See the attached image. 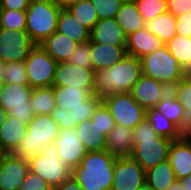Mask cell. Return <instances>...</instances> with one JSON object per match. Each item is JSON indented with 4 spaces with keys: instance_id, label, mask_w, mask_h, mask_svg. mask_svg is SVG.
Instances as JSON below:
<instances>
[{
    "instance_id": "cell-46",
    "label": "cell",
    "mask_w": 191,
    "mask_h": 190,
    "mask_svg": "<svg viewBox=\"0 0 191 190\" xmlns=\"http://www.w3.org/2000/svg\"><path fill=\"white\" fill-rule=\"evenodd\" d=\"M177 34L184 37H191V12L176 17Z\"/></svg>"
},
{
    "instance_id": "cell-57",
    "label": "cell",
    "mask_w": 191,
    "mask_h": 190,
    "mask_svg": "<svg viewBox=\"0 0 191 190\" xmlns=\"http://www.w3.org/2000/svg\"><path fill=\"white\" fill-rule=\"evenodd\" d=\"M44 1H49V2H53V3H57V0H44Z\"/></svg>"
},
{
    "instance_id": "cell-26",
    "label": "cell",
    "mask_w": 191,
    "mask_h": 190,
    "mask_svg": "<svg viewBox=\"0 0 191 190\" xmlns=\"http://www.w3.org/2000/svg\"><path fill=\"white\" fill-rule=\"evenodd\" d=\"M56 31L65 34L78 44L90 41V30L80 24L67 8H61Z\"/></svg>"
},
{
    "instance_id": "cell-44",
    "label": "cell",
    "mask_w": 191,
    "mask_h": 190,
    "mask_svg": "<svg viewBox=\"0 0 191 190\" xmlns=\"http://www.w3.org/2000/svg\"><path fill=\"white\" fill-rule=\"evenodd\" d=\"M19 190H54L43 178L39 175L29 172L25 177Z\"/></svg>"
},
{
    "instance_id": "cell-5",
    "label": "cell",
    "mask_w": 191,
    "mask_h": 190,
    "mask_svg": "<svg viewBox=\"0 0 191 190\" xmlns=\"http://www.w3.org/2000/svg\"><path fill=\"white\" fill-rule=\"evenodd\" d=\"M61 7L57 3L31 0L26 9V31L32 41L39 45L57 29Z\"/></svg>"
},
{
    "instance_id": "cell-31",
    "label": "cell",
    "mask_w": 191,
    "mask_h": 190,
    "mask_svg": "<svg viewBox=\"0 0 191 190\" xmlns=\"http://www.w3.org/2000/svg\"><path fill=\"white\" fill-rule=\"evenodd\" d=\"M146 119L158 135L167 137L171 140H179L183 137V134L179 131V127L172 121L168 120L155 107L146 110Z\"/></svg>"
},
{
    "instance_id": "cell-17",
    "label": "cell",
    "mask_w": 191,
    "mask_h": 190,
    "mask_svg": "<svg viewBox=\"0 0 191 190\" xmlns=\"http://www.w3.org/2000/svg\"><path fill=\"white\" fill-rule=\"evenodd\" d=\"M167 161L172 166L177 180L191 174V136L172 141Z\"/></svg>"
},
{
    "instance_id": "cell-4",
    "label": "cell",
    "mask_w": 191,
    "mask_h": 190,
    "mask_svg": "<svg viewBox=\"0 0 191 190\" xmlns=\"http://www.w3.org/2000/svg\"><path fill=\"white\" fill-rule=\"evenodd\" d=\"M58 131V124L50 114L35 115L27 123V133L13 154L27 160L41 154L44 146L54 143Z\"/></svg>"
},
{
    "instance_id": "cell-24",
    "label": "cell",
    "mask_w": 191,
    "mask_h": 190,
    "mask_svg": "<svg viewBox=\"0 0 191 190\" xmlns=\"http://www.w3.org/2000/svg\"><path fill=\"white\" fill-rule=\"evenodd\" d=\"M26 133L27 124L7 114L0 127V144L8 153H13Z\"/></svg>"
},
{
    "instance_id": "cell-22",
    "label": "cell",
    "mask_w": 191,
    "mask_h": 190,
    "mask_svg": "<svg viewBox=\"0 0 191 190\" xmlns=\"http://www.w3.org/2000/svg\"><path fill=\"white\" fill-rule=\"evenodd\" d=\"M56 62H67L77 48L78 43L62 34L55 31L41 44H39Z\"/></svg>"
},
{
    "instance_id": "cell-48",
    "label": "cell",
    "mask_w": 191,
    "mask_h": 190,
    "mask_svg": "<svg viewBox=\"0 0 191 190\" xmlns=\"http://www.w3.org/2000/svg\"><path fill=\"white\" fill-rule=\"evenodd\" d=\"M54 190H83L79 183L71 175L68 179L62 182L59 186L55 187Z\"/></svg>"
},
{
    "instance_id": "cell-8",
    "label": "cell",
    "mask_w": 191,
    "mask_h": 190,
    "mask_svg": "<svg viewBox=\"0 0 191 190\" xmlns=\"http://www.w3.org/2000/svg\"><path fill=\"white\" fill-rule=\"evenodd\" d=\"M102 102L116 125L134 129L146 118V110L134 100L130 92L110 94Z\"/></svg>"
},
{
    "instance_id": "cell-41",
    "label": "cell",
    "mask_w": 191,
    "mask_h": 190,
    "mask_svg": "<svg viewBox=\"0 0 191 190\" xmlns=\"http://www.w3.org/2000/svg\"><path fill=\"white\" fill-rule=\"evenodd\" d=\"M91 120L96 122L98 127L105 133L106 136L116 125L107 106L103 102L99 104L94 114L92 115Z\"/></svg>"
},
{
    "instance_id": "cell-13",
    "label": "cell",
    "mask_w": 191,
    "mask_h": 190,
    "mask_svg": "<svg viewBox=\"0 0 191 190\" xmlns=\"http://www.w3.org/2000/svg\"><path fill=\"white\" fill-rule=\"evenodd\" d=\"M53 144L63 163L71 170L81 164L82 158L88 152L77 137L75 128H59Z\"/></svg>"
},
{
    "instance_id": "cell-21",
    "label": "cell",
    "mask_w": 191,
    "mask_h": 190,
    "mask_svg": "<svg viewBox=\"0 0 191 190\" xmlns=\"http://www.w3.org/2000/svg\"><path fill=\"white\" fill-rule=\"evenodd\" d=\"M133 146V129L125 126L115 125L106 136L105 151L117 158L130 156Z\"/></svg>"
},
{
    "instance_id": "cell-11",
    "label": "cell",
    "mask_w": 191,
    "mask_h": 190,
    "mask_svg": "<svg viewBox=\"0 0 191 190\" xmlns=\"http://www.w3.org/2000/svg\"><path fill=\"white\" fill-rule=\"evenodd\" d=\"M35 46L26 30L12 31L0 28V60L2 62L24 61Z\"/></svg>"
},
{
    "instance_id": "cell-18",
    "label": "cell",
    "mask_w": 191,
    "mask_h": 190,
    "mask_svg": "<svg viewBox=\"0 0 191 190\" xmlns=\"http://www.w3.org/2000/svg\"><path fill=\"white\" fill-rule=\"evenodd\" d=\"M90 42L126 46L127 36L115 18L101 19L90 30Z\"/></svg>"
},
{
    "instance_id": "cell-38",
    "label": "cell",
    "mask_w": 191,
    "mask_h": 190,
    "mask_svg": "<svg viewBox=\"0 0 191 190\" xmlns=\"http://www.w3.org/2000/svg\"><path fill=\"white\" fill-rule=\"evenodd\" d=\"M101 102L102 98L91 94L87 98V106H77L70 108L69 111L70 116L72 117V123L80 124L82 122L90 120Z\"/></svg>"
},
{
    "instance_id": "cell-19",
    "label": "cell",
    "mask_w": 191,
    "mask_h": 190,
    "mask_svg": "<svg viewBox=\"0 0 191 190\" xmlns=\"http://www.w3.org/2000/svg\"><path fill=\"white\" fill-rule=\"evenodd\" d=\"M165 46V43L153 35L146 27L127 36V55L141 58Z\"/></svg>"
},
{
    "instance_id": "cell-39",
    "label": "cell",
    "mask_w": 191,
    "mask_h": 190,
    "mask_svg": "<svg viewBox=\"0 0 191 190\" xmlns=\"http://www.w3.org/2000/svg\"><path fill=\"white\" fill-rule=\"evenodd\" d=\"M135 3L145 22L168 12L167 0H141Z\"/></svg>"
},
{
    "instance_id": "cell-49",
    "label": "cell",
    "mask_w": 191,
    "mask_h": 190,
    "mask_svg": "<svg viewBox=\"0 0 191 190\" xmlns=\"http://www.w3.org/2000/svg\"><path fill=\"white\" fill-rule=\"evenodd\" d=\"M80 0H57V4L61 8H68L69 6L78 3Z\"/></svg>"
},
{
    "instance_id": "cell-7",
    "label": "cell",
    "mask_w": 191,
    "mask_h": 190,
    "mask_svg": "<svg viewBox=\"0 0 191 190\" xmlns=\"http://www.w3.org/2000/svg\"><path fill=\"white\" fill-rule=\"evenodd\" d=\"M29 170L43 178L53 189L72 175V170L63 163L55 145L43 147L41 154L28 159Z\"/></svg>"
},
{
    "instance_id": "cell-10",
    "label": "cell",
    "mask_w": 191,
    "mask_h": 190,
    "mask_svg": "<svg viewBox=\"0 0 191 190\" xmlns=\"http://www.w3.org/2000/svg\"><path fill=\"white\" fill-rule=\"evenodd\" d=\"M31 92L29 84L5 83L0 96V107L11 117L27 124L35 116L29 102Z\"/></svg>"
},
{
    "instance_id": "cell-40",
    "label": "cell",
    "mask_w": 191,
    "mask_h": 190,
    "mask_svg": "<svg viewBox=\"0 0 191 190\" xmlns=\"http://www.w3.org/2000/svg\"><path fill=\"white\" fill-rule=\"evenodd\" d=\"M125 0H91L95 7L99 20L116 18L122 3Z\"/></svg>"
},
{
    "instance_id": "cell-45",
    "label": "cell",
    "mask_w": 191,
    "mask_h": 190,
    "mask_svg": "<svg viewBox=\"0 0 191 190\" xmlns=\"http://www.w3.org/2000/svg\"><path fill=\"white\" fill-rule=\"evenodd\" d=\"M168 12L175 17L191 12V0H167Z\"/></svg>"
},
{
    "instance_id": "cell-42",
    "label": "cell",
    "mask_w": 191,
    "mask_h": 190,
    "mask_svg": "<svg viewBox=\"0 0 191 190\" xmlns=\"http://www.w3.org/2000/svg\"><path fill=\"white\" fill-rule=\"evenodd\" d=\"M68 62L76 66L92 69L90 41L85 43H79L77 45V48L71 54Z\"/></svg>"
},
{
    "instance_id": "cell-55",
    "label": "cell",
    "mask_w": 191,
    "mask_h": 190,
    "mask_svg": "<svg viewBox=\"0 0 191 190\" xmlns=\"http://www.w3.org/2000/svg\"><path fill=\"white\" fill-rule=\"evenodd\" d=\"M4 70H5V63L0 60V78H3Z\"/></svg>"
},
{
    "instance_id": "cell-9",
    "label": "cell",
    "mask_w": 191,
    "mask_h": 190,
    "mask_svg": "<svg viewBox=\"0 0 191 190\" xmlns=\"http://www.w3.org/2000/svg\"><path fill=\"white\" fill-rule=\"evenodd\" d=\"M26 74L32 89L53 86L56 62L40 45H36L25 58Z\"/></svg>"
},
{
    "instance_id": "cell-2",
    "label": "cell",
    "mask_w": 191,
    "mask_h": 190,
    "mask_svg": "<svg viewBox=\"0 0 191 190\" xmlns=\"http://www.w3.org/2000/svg\"><path fill=\"white\" fill-rule=\"evenodd\" d=\"M116 158L105 150L87 152L72 176L83 190H111Z\"/></svg>"
},
{
    "instance_id": "cell-33",
    "label": "cell",
    "mask_w": 191,
    "mask_h": 190,
    "mask_svg": "<svg viewBox=\"0 0 191 190\" xmlns=\"http://www.w3.org/2000/svg\"><path fill=\"white\" fill-rule=\"evenodd\" d=\"M29 102L35 115L50 114L56 105L53 86L32 89Z\"/></svg>"
},
{
    "instance_id": "cell-47",
    "label": "cell",
    "mask_w": 191,
    "mask_h": 190,
    "mask_svg": "<svg viewBox=\"0 0 191 190\" xmlns=\"http://www.w3.org/2000/svg\"><path fill=\"white\" fill-rule=\"evenodd\" d=\"M31 0H0V9L26 11Z\"/></svg>"
},
{
    "instance_id": "cell-52",
    "label": "cell",
    "mask_w": 191,
    "mask_h": 190,
    "mask_svg": "<svg viewBox=\"0 0 191 190\" xmlns=\"http://www.w3.org/2000/svg\"><path fill=\"white\" fill-rule=\"evenodd\" d=\"M7 114L8 113L3 108L0 107V127L3 124V122L6 120Z\"/></svg>"
},
{
    "instance_id": "cell-37",
    "label": "cell",
    "mask_w": 191,
    "mask_h": 190,
    "mask_svg": "<svg viewBox=\"0 0 191 190\" xmlns=\"http://www.w3.org/2000/svg\"><path fill=\"white\" fill-rule=\"evenodd\" d=\"M3 80L7 84H29L24 61L6 62Z\"/></svg>"
},
{
    "instance_id": "cell-53",
    "label": "cell",
    "mask_w": 191,
    "mask_h": 190,
    "mask_svg": "<svg viewBox=\"0 0 191 190\" xmlns=\"http://www.w3.org/2000/svg\"><path fill=\"white\" fill-rule=\"evenodd\" d=\"M8 152L0 144V162L5 158Z\"/></svg>"
},
{
    "instance_id": "cell-56",
    "label": "cell",
    "mask_w": 191,
    "mask_h": 190,
    "mask_svg": "<svg viewBox=\"0 0 191 190\" xmlns=\"http://www.w3.org/2000/svg\"><path fill=\"white\" fill-rule=\"evenodd\" d=\"M4 85H5V81L3 80V78H0V96L3 91Z\"/></svg>"
},
{
    "instance_id": "cell-34",
    "label": "cell",
    "mask_w": 191,
    "mask_h": 190,
    "mask_svg": "<svg viewBox=\"0 0 191 190\" xmlns=\"http://www.w3.org/2000/svg\"><path fill=\"white\" fill-rule=\"evenodd\" d=\"M67 9L80 24L87 27L89 30H91L99 20L97 11L91 3V0H80L78 3L69 6Z\"/></svg>"
},
{
    "instance_id": "cell-51",
    "label": "cell",
    "mask_w": 191,
    "mask_h": 190,
    "mask_svg": "<svg viewBox=\"0 0 191 190\" xmlns=\"http://www.w3.org/2000/svg\"><path fill=\"white\" fill-rule=\"evenodd\" d=\"M167 190H185L179 180H176Z\"/></svg>"
},
{
    "instance_id": "cell-50",
    "label": "cell",
    "mask_w": 191,
    "mask_h": 190,
    "mask_svg": "<svg viewBox=\"0 0 191 190\" xmlns=\"http://www.w3.org/2000/svg\"><path fill=\"white\" fill-rule=\"evenodd\" d=\"M185 190H191V174L179 179Z\"/></svg>"
},
{
    "instance_id": "cell-1",
    "label": "cell",
    "mask_w": 191,
    "mask_h": 190,
    "mask_svg": "<svg viewBox=\"0 0 191 190\" xmlns=\"http://www.w3.org/2000/svg\"><path fill=\"white\" fill-rule=\"evenodd\" d=\"M141 75L140 59L126 55L110 68L95 72L93 94L103 99L110 94L130 92Z\"/></svg>"
},
{
    "instance_id": "cell-27",
    "label": "cell",
    "mask_w": 191,
    "mask_h": 190,
    "mask_svg": "<svg viewBox=\"0 0 191 190\" xmlns=\"http://www.w3.org/2000/svg\"><path fill=\"white\" fill-rule=\"evenodd\" d=\"M115 19L126 36L145 28L146 24L138 10L137 4L132 0H125L122 3Z\"/></svg>"
},
{
    "instance_id": "cell-32",
    "label": "cell",
    "mask_w": 191,
    "mask_h": 190,
    "mask_svg": "<svg viewBox=\"0 0 191 190\" xmlns=\"http://www.w3.org/2000/svg\"><path fill=\"white\" fill-rule=\"evenodd\" d=\"M169 52L176 58L178 64L186 73L191 72V37L175 35L165 43Z\"/></svg>"
},
{
    "instance_id": "cell-3",
    "label": "cell",
    "mask_w": 191,
    "mask_h": 190,
    "mask_svg": "<svg viewBox=\"0 0 191 190\" xmlns=\"http://www.w3.org/2000/svg\"><path fill=\"white\" fill-rule=\"evenodd\" d=\"M172 141L158 135L145 118L133 129L134 146L130 157L147 170L167 161Z\"/></svg>"
},
{
    "instance_id": "cell-36",
    "label": "cell",
    "mask_w": 191,
    "mask_h": 190,
    "mask_svg": "<svg viewBox=\"0 0 191 190\" xmlns=\"http://www.w3.org/2000/svg\"><path fill=\"white\" fill-rule=\"evenodd\" d=\"M0 28L12 31L26 29V12L0 9Z\"/></svg>"
},
{
    "instance_id": "cell-20",
    "label": "cell",
    "mask_w": 191,
    "mask_h": 190,
    "mask_svg": "<svg viewBox=\"0 0 191 190\" xmlns=\"http://www.w3.org/2000/svg\"><path fill=\"white\" fill-rule=\"evenodd\" d=\"M90 53L94 72L110 68L127 55L126 46H112L97 42H90Z\"/></svg>"
},
{
    "instance_id": "cell-23",
    "label": "cell",
    "mask_w": 191,
    "mask_h": 190,
    "mask_svg": "<svg viewBox=\"0 0 191 190\" xmlns=\"http://www.w3.org/2000/svg\"><path fill=\"white\" fill-rule=\"evenodd\" d=\"M171 92L184 109L179 131L183 136H191V74L187 73L182 80L173 85Z\"/></svg>"
},
{
    "instance_id": "cell-54",
    "label": "cell",
    "mask_w": 191,
    "mask_h": 190,
    "mask_svg": "<svg viewBox=\"0 0 191 190\" xmlns=\"http://www.w3.org/2000/svg\"><path fill=\"white\" fill-rule=\"evenodd\" d=\"M138 190H154V189L145 182Z\"/></svg>"
},
{
    "instance_id": "cell-6",
    "label": "cell",
    "mask_w": 191,
    "mask_h": 190,
    "mask_svg": "<svg viewBox=\"0 0 191 190\" xmlns=\"http://www.w3.org/2000/svg\"><path fill=\"white\" fill-rule=\"evenodd\" d=\"M139 59L143 75L154 78L170 88L187 75L166 45Z\"/></svg>"
},
{
    "instance_id": "cell-35",
    "label": "cell",
    "mask_w": 191,
    "mask_h": 190,
    "mask_svg": "<svg viewBox=\"0 0 191 190\" xmlns=\"http://www.w3.org/2000/svg\"><path fill=\"white\" fill-rule=\"evenodd\" d=\"M155 108L178 127L181 126L184 109L171 91L159 101Z\"/></svg>"
},
{
    "instance_id": "cell-43",
    "label": "cell",
    "mask_w": 191,
    "mask_h": 190,
    "mask_svg": "<svg viewBox=\"0 0 191 190\" xmlns=\"http://www.w3.org/2000/svg\"><path fill=\"white\" fill-rule=\"evenodd\" d=\"M52 119L58 124V128H75L77 123H72L70 111L55 105L50 113Z\"/></svg>"
},
{
    "instance_id": "cell-15",
    "label": "cell",
    "mask_w": 191,
    "mask_h": 190,
    "mask_svg": "<svg viewBox=\"0 0 191 190\" xmlns=\"http://www.w3.org/2000/svg\"><path fill=\"white\" fill-rule=\"evenodd\" d=\"M29 172L27 159L8 153L0 162V190H19Z\"/></svg>"
},
{
    "instance_id": "cell-30",
    "label": "cell",
    "mask_w": 191,
    "mask_h": 190,
    "mask_svg": "<svg viewBox=\"0 0 191 190\" xmlns=\"http://www.w3.org/2000/svg\"><path fill=\"white\" fill-rule=\"evenodd\" d=\"M176 23V17L173 14L166 12L146 22L145 27L153 35L166 43L177 35Z\"/></svg>"
},
{
    "instance_id": "cell-28",
    "label": "cell",
    "mask_w": 191,
    "mask_h": 190,
    "mask_svg": "<svg viewBox=\"0 0 191 190\" xmlns=\"http://www.w3.org/2000/svg\"><path fill=\"white\" fill-rule=\"evenodd\" d=\"M54 101L58 107L67 109L77 106H87V98L91 93L83 88L53 86Z\"/></svg>"
},
{
    "instance_id": "cell-16",
    "label": "cell",
    "mask_w": 191,
    "mask_h": 190,
    "mask_svg": "<svg viewBox=\"0 0 191 190\" xmlns=\"http://www.w3.org/2000/svg\"><path fill=\"white\" fill-rule=\"evenodd\" d=\"M171 91L167 85L154 78L141 75L130 93L134 100L145 110L156 107L159 101Z\"/></svg>"
},
{
    "instance_id": "cell-14",
    "label": "cell",
    "mask_w": 191,
    "mask_h": 190,
    "mask_svg": "<svg viewBox=\"0 0 191 190\" xmlns=\"http://www.w3.org/2000/svg\"><path fill=\"white\" fill-rule=\"evenodd\" d=\"M95 72L90 68H83L71 63H58L53 86H70L83 88L93 94Z\"/></svg>"
},
{
    "instance_id": "cell-12",
    "label": "cell",
    "mask_w": 191,
    "mask_h": 190,
    "mask_svg": "<svg viewBox=\"0 0 191 190\" xmlns=\"http://www.w3.org/2000/svg\"><path fill=\"white\" fill-rule=\"evenodd\" d=\"M144 170L130 156L116 158L111 190H138L145 182Z\"/></svg>"
},
{
    "instance_id": "cell-29",
    "label": "cell",
    "mask_w": 191,
    "mask_h": 190,
    "mask_svg": "<svg viewBox=\"0 0 191 190\" xmlns=\"http://www.w3.org/2000/svg\"><path fill=\"white\" fill-rule=\"evenodd\" d=\"M145 180L154 190H167L176 180V175L168 161L146 170Z\"/></svg>"
},
{
    "instance_id": "cell-25",
    "label": "cell",
    "mask_w": 191,
    "mask_h": 190,
    "mask_svg": "<svg viewBox=\"0 0 191 190\" xmlns=\"http://www.w3.org/2000/svg\"><path fill=\"white\" fill-rule=\"evenodd\" d=\"M77 137L88 152L103 151L106 148V135L91 119L75 127Z\"/></svg>"
}]
</instances>
